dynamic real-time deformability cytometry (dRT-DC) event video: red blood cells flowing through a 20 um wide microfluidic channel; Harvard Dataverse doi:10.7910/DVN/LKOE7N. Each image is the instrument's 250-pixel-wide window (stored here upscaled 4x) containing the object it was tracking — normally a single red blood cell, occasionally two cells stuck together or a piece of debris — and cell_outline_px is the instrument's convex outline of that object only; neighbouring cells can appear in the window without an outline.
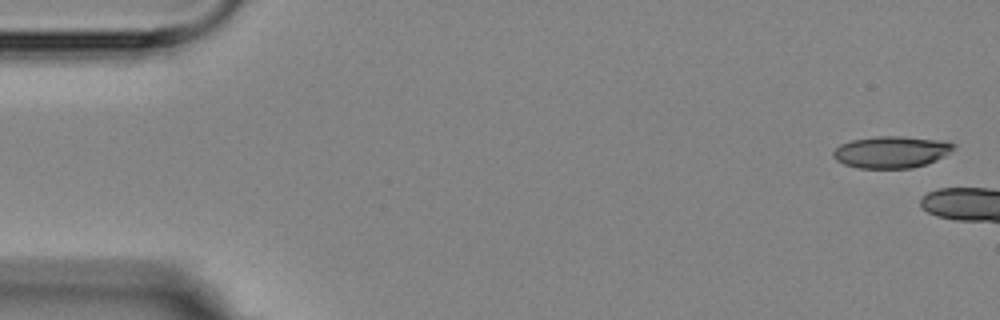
{"species": "Egyptian fruit bat (a non-hibernating species)", "species_latin": "Rousettus aegyptiacus", "temperature_condition": "room temperature", "stored_images_in_passage": 3, "camera_frame_rate_fps": 3000, "um_per_image_px": 0.085, "animal": {"sex": "female"}, "frame": {"image": 1, "passage_image": 1, "time_ms": 0.0, "image_size_px": [1000, 320], "cell_outline_px": [[956, 144], [944, 156], [936, 160], [912, 168], [860, 168], [844, 164], [836, 160], [832, 156], [832, 152], [840, 144], [852, 140], [876, 136], [904, 136], [944, 140]], "centroid_in_image_um": [75.74, 12.91], "position_along_channel_um": 9.3, "area_um2": 22.31}}